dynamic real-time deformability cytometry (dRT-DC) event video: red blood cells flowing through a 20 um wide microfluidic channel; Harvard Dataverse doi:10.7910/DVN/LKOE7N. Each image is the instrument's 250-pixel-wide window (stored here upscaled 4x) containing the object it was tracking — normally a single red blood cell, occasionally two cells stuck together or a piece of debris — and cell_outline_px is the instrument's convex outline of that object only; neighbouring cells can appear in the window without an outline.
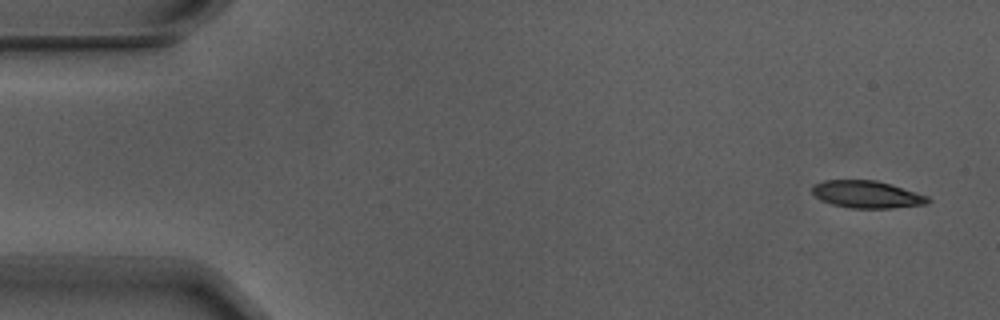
{"species": "Egyptian fruit bat (a non-hibernating species)", "species_latin": "Rousettus aegyptiacus", "temperature_condition": "warm", "stored_images_in_passage": 5, "camera_frame_rate_fps": 3000, "um_per_image_px": 0.085, "animal": {"sex": "male"}, "frame": {"image": 1, "passage_image": 1, "time_ms": 0.0, "image_size_px": [1000, 320], "cell_outline_px": [[932, 200], [928, 204], [892, 208], [852, 208], [832, 204], [820, 200], [812, 192], [812, 184], [824, 180], [876, 180], [928, 196]], "centroid_in_image_um": [73.67, 16.53], "position_along_channel_um": 11.3, "area_um2": 18.38}}
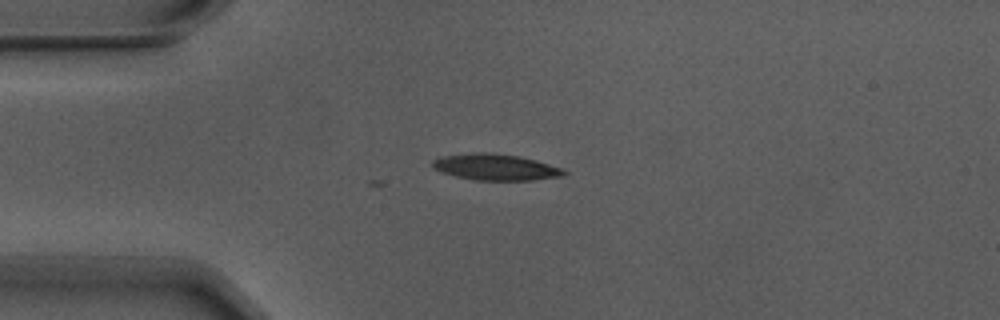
{"frame": {"image": 2, "passage_image": 4, "time_ms": 1.0, "image_size_px": [1000, 320], "cell_outline_px": [[568, 172], [564, 176], [532, 180], [476, 180], [456, 176], [440, 172], [432, 168], [432, 160], [440, 156], [472, 152], [492, 152], [520, 156], [536, 160], [564, 168]], "centroid_in_image_um": [42.13, 14.19], "position_along_channel_um": 42.9, "area_um2": 20.46}}